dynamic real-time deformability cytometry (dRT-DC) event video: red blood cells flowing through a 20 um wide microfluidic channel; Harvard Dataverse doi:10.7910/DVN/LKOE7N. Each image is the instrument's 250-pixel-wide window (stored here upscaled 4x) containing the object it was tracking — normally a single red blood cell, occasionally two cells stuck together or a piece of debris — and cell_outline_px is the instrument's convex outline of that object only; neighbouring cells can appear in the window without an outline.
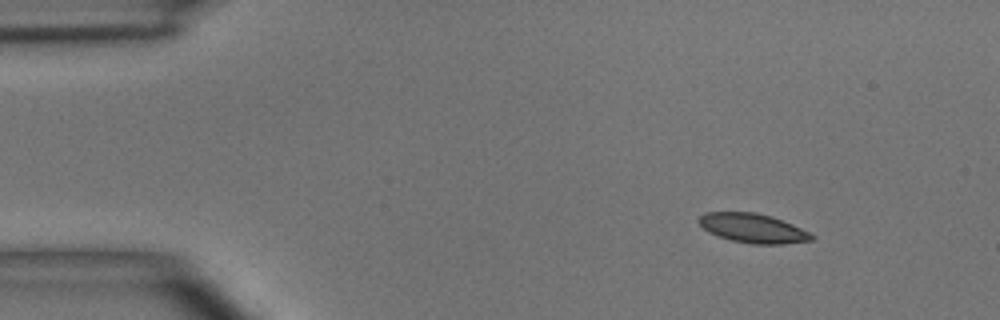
{"species": "common noctule bat (a hibernating species)", "species_latin": "Nyctalus noctula", "temperature_condition": "room temperature", "stored_images_in_passage": 4, "camera_frame_rate_fps": 3000, "um_per_image_px": 0.085, "animal": {"sex": "male", "body_mass_g": 15.6}, "frame": {"image": 1, "passage_image": 1, "time_ms": 0.0, "image_size_px": [1000, 320], "cell_outline_px": [[816, 236], [812, 240], [784, 244], [752, 244], [732, 240], [708, 232], [696, 220], [704, 212], [756, 212], [772, 216], [792, 224]], "centroid_in_image_um": [63.99, 19.39], "position_along_channel_um": 21.0, "area_um2": 19.19}}